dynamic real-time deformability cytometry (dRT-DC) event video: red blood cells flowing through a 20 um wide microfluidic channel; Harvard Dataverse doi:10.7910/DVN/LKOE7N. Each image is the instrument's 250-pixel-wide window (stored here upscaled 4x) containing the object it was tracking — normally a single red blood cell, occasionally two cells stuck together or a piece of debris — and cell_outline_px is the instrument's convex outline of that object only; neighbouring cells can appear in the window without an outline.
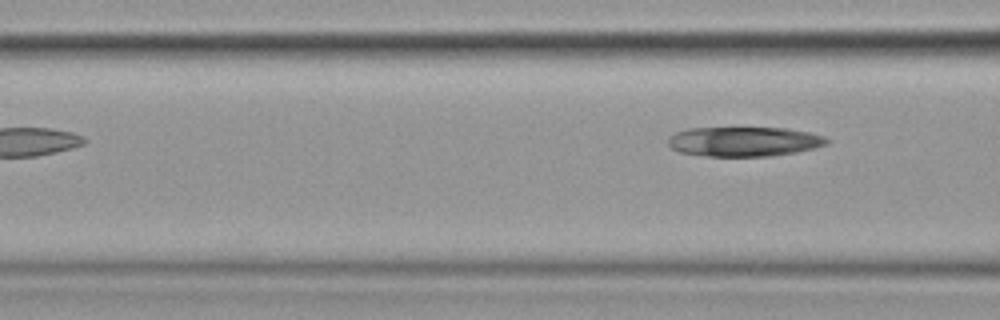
{"species": "common noctule bat (a hibernating species)", "species_latin": "Nyctalus noctula", "temperature_condition": "cold", "stored_images_in_passage": 4, "segment_of_instrument_passage": [2, 2], "camera_frame_rate_fps": 3000, "um_per_image_px": 0.085, "animal": {"sex": "female", "body_mass_g": 19.9}, "frame": {"image": 1, "passage_image": 4, "time_ms": 3.333, "image_size_px": [1000, 320], "cell_outline_px": [[832, 140], [828, 144], [796, 152], [772, 156], [704, 156], [676, 152], [668, 144], [668, 136], [676, 132], [688, 128], [784, 128], [808, 132], [824, 136]], "centroid_in_image_um": [63.22, 12.03], "position_along_channel_um": 103.4, "area_um2": 27.57}}